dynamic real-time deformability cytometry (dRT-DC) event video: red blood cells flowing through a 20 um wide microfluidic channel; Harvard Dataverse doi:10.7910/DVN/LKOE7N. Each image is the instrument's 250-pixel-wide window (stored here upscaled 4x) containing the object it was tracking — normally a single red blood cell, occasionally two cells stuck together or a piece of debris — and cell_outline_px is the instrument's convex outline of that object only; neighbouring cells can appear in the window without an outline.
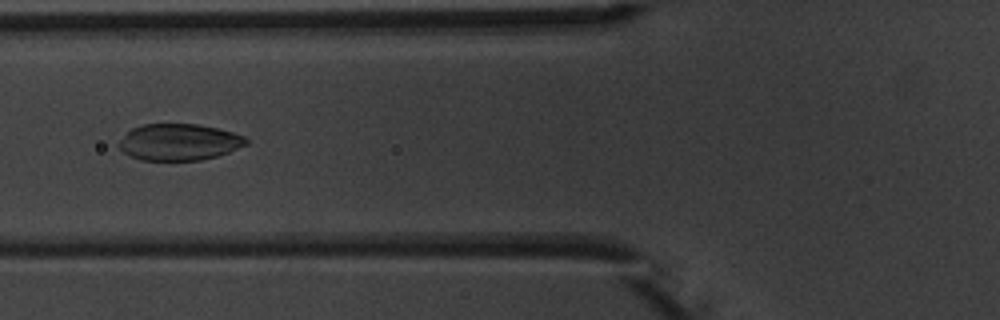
{"species": "common noctule bat (a hibernating species)", "species_latin": "Nyctalus noctula", "temperature_condition": "warm", "stored_images_in_passage": 9, "camera_frame_rate_fps": 3000, "um_per_image_px": 0.085, "animal": {"sex": "male", "body_mass_g": 20.1, "forearm_length_mm": 53.5}, "frame": {"image": 1, "passage_image": 6, "time_ms": 6.667, "image_size_px": [1000, 320], "cell_outline_px": [[248, 144], [228, 152], [216, 156], [200, 160], [140, 160], [124, 152], [116, 144], [132, 128], [144, 124], [196, 124], [216, 128], [232, 132], [244, 136], [248, 140]], "centroid_in_image_um": [15.21, 12.08], "position_along_channel_um": 110.6, "area_um2": 26.88}}
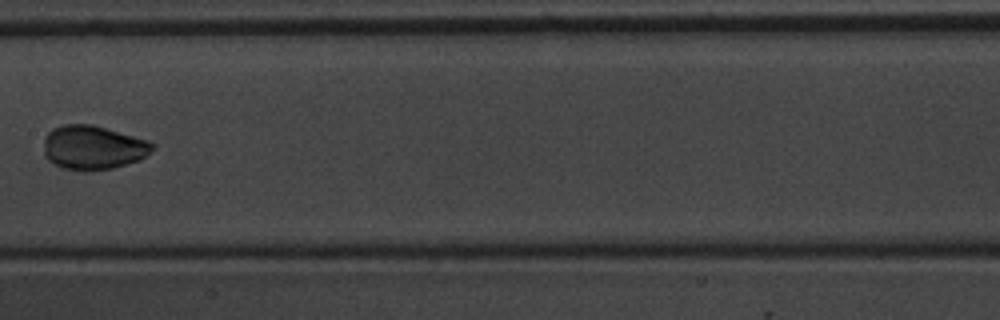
{"frame": {"image": 2, "passage_image": 8, "time_ms": 9.0, "image_size_px": [1000, 320], "cell_outline_px": [[156, 144], [140, 160], [112, 168], [88, 172], [84, 172], [64, 168], [48, 160], [44, 156], [44, 136], [52, 128], [64, 124], [92, 124], [148, 140]], "centroid_in_image_um": [7.88, 12.54], "position_along_channel_um": 199.5, "area_um2": 28.03}}
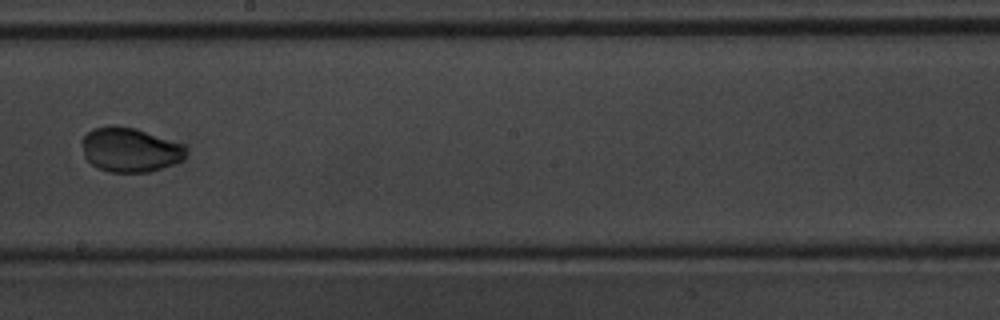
{"frame": {"image": 3, "passage_image": 9, "time_ms": 10.0, "image_size_px": [1000, 320], "cell_outline_px": [[184, 160], [148, 172], [108, 172], [96, 168], [84, 156], [80, 140], [92, 128], [136, 128], [184, 144]], "centroid_in_image_um": [11.03, 12.76], "position_along_channel_um": 237.2, "area_um2": 26.47}}